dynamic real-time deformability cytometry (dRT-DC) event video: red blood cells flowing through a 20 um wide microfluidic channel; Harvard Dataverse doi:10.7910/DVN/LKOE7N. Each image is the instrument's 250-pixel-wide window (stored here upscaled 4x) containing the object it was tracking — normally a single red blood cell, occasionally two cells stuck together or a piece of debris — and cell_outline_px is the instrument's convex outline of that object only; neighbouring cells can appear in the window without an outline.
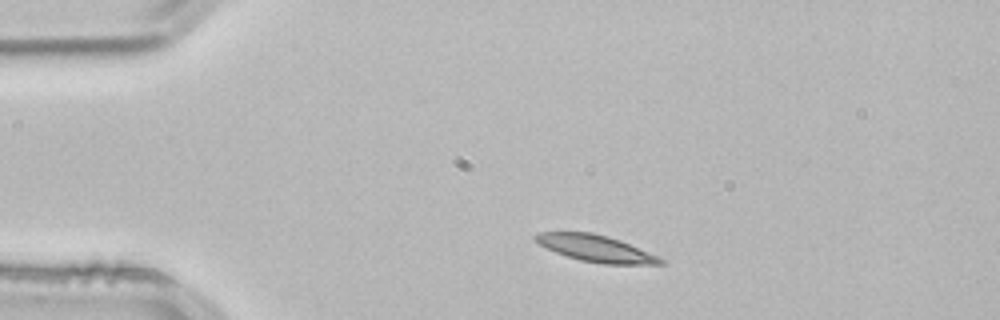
{"species": "common noctule bat (a hibernating species)", "species_latin": "Nyctalus noctula", "temperature_condition": "room temperature", "stored_images_in_passage": 44, "camera_frame_rate_fps": 3000, "um_per_image_px": 0.085, "animal": {"sex": "male", "body_mass_g": 21.5, "forearm_length_mm": 52.0}, "frame": {"image": 1, "passage_image": 1, "time_ms": 0.0, "image_size_px": [1000, 320], "cell_outline_px": [[668, 264], [600, 264], [580, 260], [556, 252], [540, 244], [532, 236], [536, 232], [592, 232], [608, 236], [620, 240], [656, 256], [664, 260]], "centroid_in_image_um": [50.62, 21.11], "position_along_channel_um": 34.4, "area_um2": 19.19}}
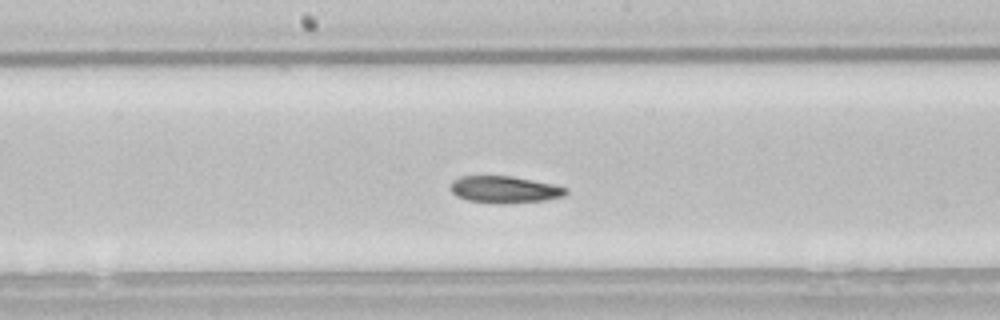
{"frame": {"image": 2, "passage_image": 18, "time_ms": 5.667, "image_size_px": [1000, 320], "cell_outline_px": [[568, 192], [564, 196], [544, 200], [508, 204], [496, 204], [468, 200], [456, 196], [448, 188], [452, 180], [460, 176], [512, 176], [552, 184], [568, 188]], "centroid_in_image_um": [42.85, 16.11], "position_along_channel_um": 205.3, "area_um2": 18.32}}
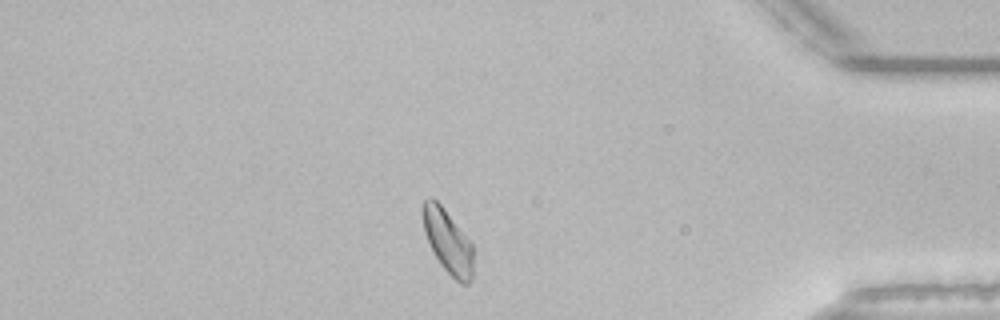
{"frame": {"image": 3, "passage_image": 36, "time_ms": 11.667, "image_size_px": [1000, 320], "cell_outline_px": [[472, 280], [468, 284], [460, 284], [440, 264], [424, 232], [424, 200], [428, 196], [432, 196], [444, 208], [472, 244]], "centroid_in_image_um": [38.08, 20.53], "position_along_channel_um": 397.1, "area_um2": 18.21}, "authors_computed_cell_mechanics": {"area_um2": 19.1896, "velocity_mm_per_s": 3.7865, "shape_relaxation_time_tau1_ms": 5.7952, "shape_relaxation_time_tau2_ms": 4.0342, "deformation_change_tau1": 0.1392, "deformation_change_tau2": 0.0977}}